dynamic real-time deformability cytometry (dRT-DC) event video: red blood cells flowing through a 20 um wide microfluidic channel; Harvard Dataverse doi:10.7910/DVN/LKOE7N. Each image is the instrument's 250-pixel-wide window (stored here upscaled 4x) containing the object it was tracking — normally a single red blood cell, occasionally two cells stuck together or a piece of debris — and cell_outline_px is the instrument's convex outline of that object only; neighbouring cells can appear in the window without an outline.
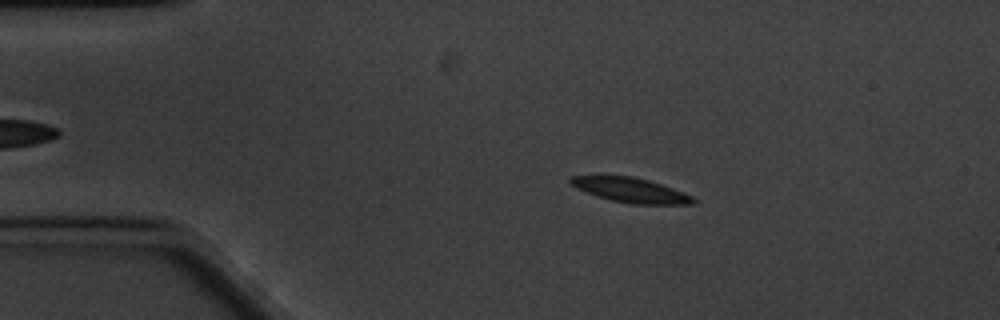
{"species": "common noctule bat (a hibernating species)", "species_latin": "Nyctalus noctula", "temperature_condition": "cold", "stored_images_in_passage": 18, "camera_frame_rate_fps": 3000, "um_per_image_px": 0.085, "animal": {"sex": "male", "body_mass_g": 20.1, "forearm_length_mm": 53.5}, "frame": {"image": 1, "passage_image": 11, "time_ms": 3.333, "image_size_px": [1000, 320], "cell_outline_px": [[696, 204], [632, 204], [612, 200], [596, 196], [576, 188], [568, 180], [572, 176], [632, 176], [648, 180], [684, 192], [692, 196], [696, 200]], "centroid_in_image_um": [53.63, 16.17], "position_along_channel_um": 31.4, "area_um2": 17.46}}